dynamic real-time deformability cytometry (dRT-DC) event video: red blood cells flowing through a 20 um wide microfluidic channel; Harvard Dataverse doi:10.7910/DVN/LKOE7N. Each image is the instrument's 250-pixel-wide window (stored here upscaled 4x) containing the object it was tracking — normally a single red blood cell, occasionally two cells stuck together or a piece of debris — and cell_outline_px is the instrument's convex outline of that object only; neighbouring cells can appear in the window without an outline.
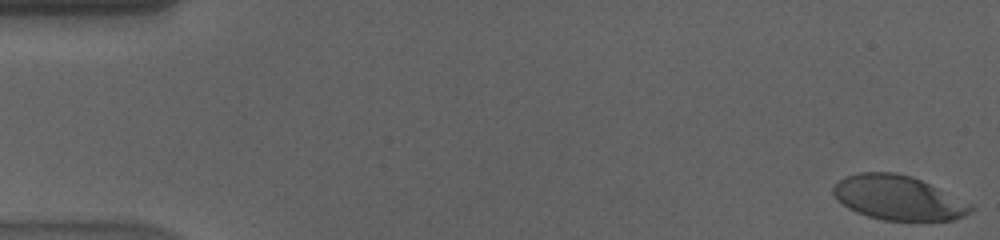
{"species": "human", "species_latin": "Homo sapiens", "temperature_condition": "cold", "stored_images_in_passage": 17, "camera_frame_rate_fps": 3000, "um_per_image_px": 0.085, "donor": {"sex": "male"}, "frame": {"image": 1, "passage_image": 1, "time_ms": 0.0, "image_size_px": [1000, 240], "cell_outline_px": [[976, 208], [964, 216], [952, 220], [880, 220], [856, 212], [848, 208], [832, 192], [832, 188], [844, 176], [860, 172], [896, 172], [912, 176], [972, 204]], "centroid_in_image_um": [76.35, 16.81], "position_along_channel_um": 8.6, "area_um2": 35.37}}